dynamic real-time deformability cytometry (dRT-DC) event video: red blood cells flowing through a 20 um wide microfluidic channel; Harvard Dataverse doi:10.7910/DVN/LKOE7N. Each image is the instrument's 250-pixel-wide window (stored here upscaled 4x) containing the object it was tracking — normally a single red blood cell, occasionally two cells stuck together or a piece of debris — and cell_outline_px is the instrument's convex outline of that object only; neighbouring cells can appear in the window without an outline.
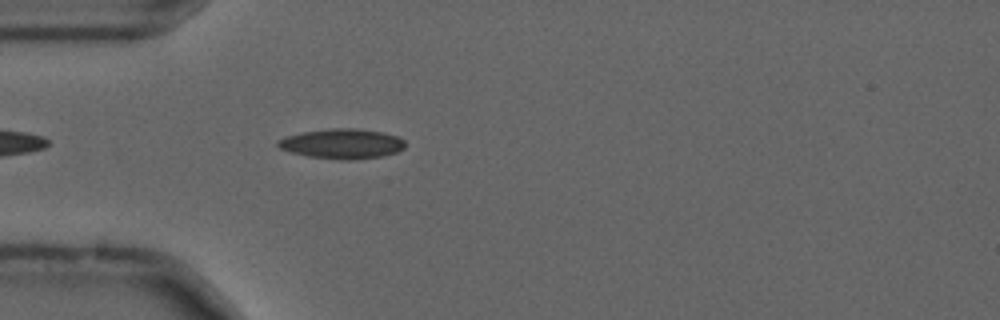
{"species": "common noctule bat (a hibernating species)", "species_latin": "Nyctalus noctula", "temperature_condition": "cold", "stored_images_in_passage": 11, "camera_frame_rate_fps": 3000, "um_per_image_px": 0.085, "animal": {"sex": "male", "forearm_length_mm": 52.5}, "frame": {"image": 1, "passage_image": 4, "time_ms": 1.0, "image_size_px": [1000, 320], "cell_outline_px": [[404, 148], [396, 152], [380, 156], [348, 160], [340, 160], [308, 156], [292, 152], [280, 148], [276, 144], [276, 140], [288, 136], [304, 132], [328, 128], [356, 128], [384, 132], [396, 136], [404, 140]], "centroid_in_image_um": [29.07, 12.21], "position_along_channel_um": 55.9, "area_um2": 22.02}}
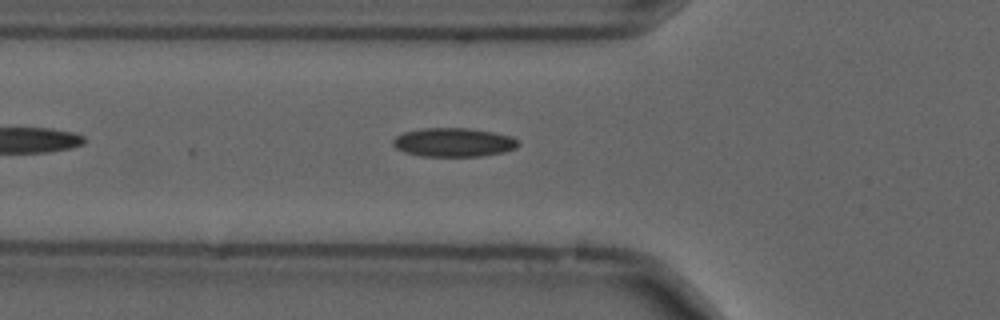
{"frame": {"image": 2, "passage_image": 7, "time_ms": 2.0, "image_size_px": [1000, 320], "cell_outline_px": [[520, 144], [516, 148], [504, 152], [480, 156], [420, 156], [404, 152], [396, 148], [392, 144], [392, 140], [396, 136], [404, 132], [424, 128], [468, 128], [492, 132], [512, 136]], "centroid_in_image_um": [38.54, 12.1], "position_along_channel_um": 87.3, "area_um2": 21.04}}